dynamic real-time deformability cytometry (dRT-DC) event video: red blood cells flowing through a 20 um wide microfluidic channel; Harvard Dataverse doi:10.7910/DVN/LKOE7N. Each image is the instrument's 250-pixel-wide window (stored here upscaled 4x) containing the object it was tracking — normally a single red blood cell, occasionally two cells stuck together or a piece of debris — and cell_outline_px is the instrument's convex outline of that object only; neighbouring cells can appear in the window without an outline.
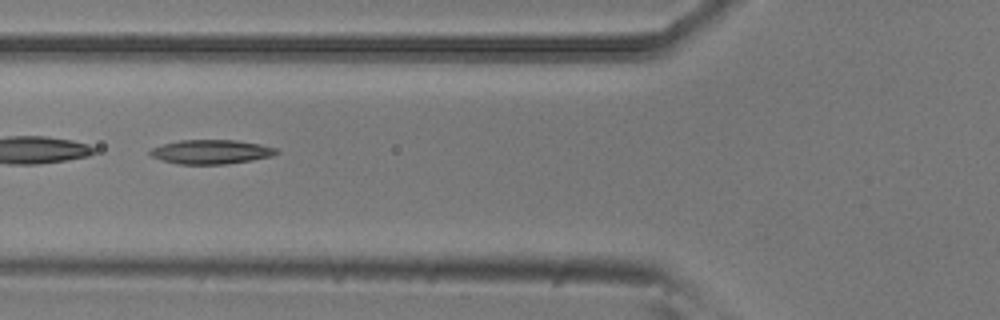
{"species": "common noctule bat (a hibernating species)", "species_latin": "Nyctalus noctula", "temperature_condition": "room temperature", "stored_images_in_passage": 21, "camera_frame_rate_fps": 3000, "um_per_image_px": 0.085, "animal": {"sex": "male", "body_mass_g": 20.5, "forearm_length_mm": 52.5}, "frame": {"image": 1, "passage_image": 4, "time_ms": 1.0, "image_size_px": [1000, 320], "cell_outline_px": [[280, 152], [272, 156], [252, 160], [224, 164], [176, 164], [160, 160], [152, 156], [148, 152], [152, 148], [164, 144], [180, 140], [236, 140], [260, 144], [276, 148]], "centroid_in_image_um": [17.94, 12.91], "position_along_channel_um": 107.9, "area_um2": 17.8}}